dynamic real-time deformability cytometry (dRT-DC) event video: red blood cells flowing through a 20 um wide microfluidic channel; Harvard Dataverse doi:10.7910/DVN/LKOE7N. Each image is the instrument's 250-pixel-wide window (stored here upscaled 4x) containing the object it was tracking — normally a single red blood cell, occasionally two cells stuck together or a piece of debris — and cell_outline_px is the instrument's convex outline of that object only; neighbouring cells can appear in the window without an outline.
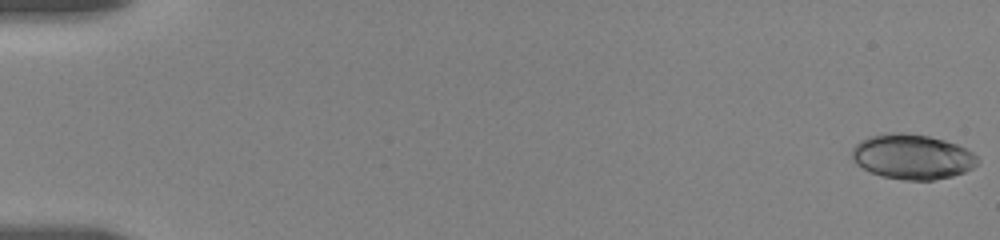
{"species": "human", "species_latin": "Homo sapiens", "temperature_condition": "room temperature", "stored_images_in_passage": 56, "camera_frame_rate_fps": 3000, "um_per_image_px": 0.085, "donor": {"sex": "female"}, "frame": {"image": 1, "passage_image": 1, "time_ms": 0.0, "image_size_px": [1000, 240], "cell_outline_px": [[980, 160], [972, 168], [964, 172], [952, 176], [932, 180], [904, 180], [880, 176], [856, 164], [852, 160], [852, 148], [860, 140], [868, 136], [884, 132], [904, 132], [928, 136], [944, 140], [956, 144], [972, 152]], "centroid_in_image_um": [77.51, 13.31], "position_along_channel_um": 7.5, "area_um2": 33.06}}
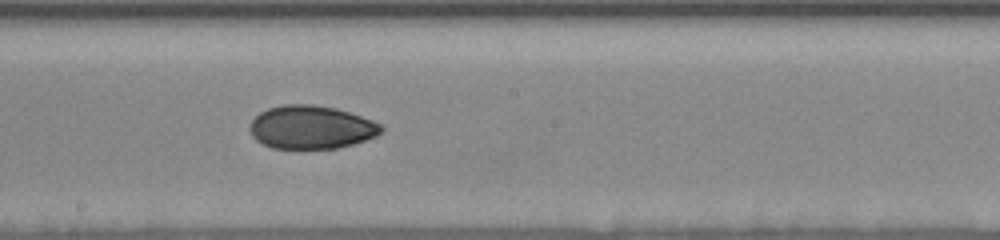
{"frame": {"image": 2, "passage_image": 32, "time_ms": 10.333, "image_size_px": [1000, 240], "cell_outline_px": [[384, 128], [376, 136], [352, 144], [336, 148], [272, 148], [256, 140], [252, 136], [248, 128], [252, 120], [260, 112], [268, 108], [284, 104], [312, 104], [336, 108], [384, 124]], "centroid_in_image_um": [26.44, 10.8], "position_along_channel_um": 221.8, "area_um2": 33.12}}
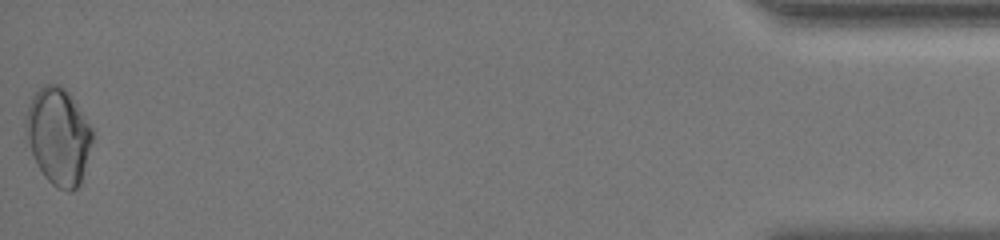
{"frame": {"image": 3, "passage_image": 56, "time_ms": 18.333, "image_size_px": [1000, 240], "cell_outline_px": [[92, 140], [80, 184], [72, 192], [68, 192], [52, 184], [44, 176], [36, 164], [28, 140], [24, 124], [24, 120], [28, 104], [32, 96], [44, 84], [60, 84], [72, 96], [92, 128]], "centroid_in_image_um": [4.95, 11.56], "position_along_channel_um": 430.3, "area_um2": 37.4}, "authors_computed_cell_mechanics": {"area_um2": 33.0616, "velocity_mm_per_s": 3.6618, "shape_relaxation_time_tau1_ms": null, "shape_relaxation_time_tau2_ms": 3.2634, "deformation_change_tau1": null, "deformation_change_tau2": 0.0528}}